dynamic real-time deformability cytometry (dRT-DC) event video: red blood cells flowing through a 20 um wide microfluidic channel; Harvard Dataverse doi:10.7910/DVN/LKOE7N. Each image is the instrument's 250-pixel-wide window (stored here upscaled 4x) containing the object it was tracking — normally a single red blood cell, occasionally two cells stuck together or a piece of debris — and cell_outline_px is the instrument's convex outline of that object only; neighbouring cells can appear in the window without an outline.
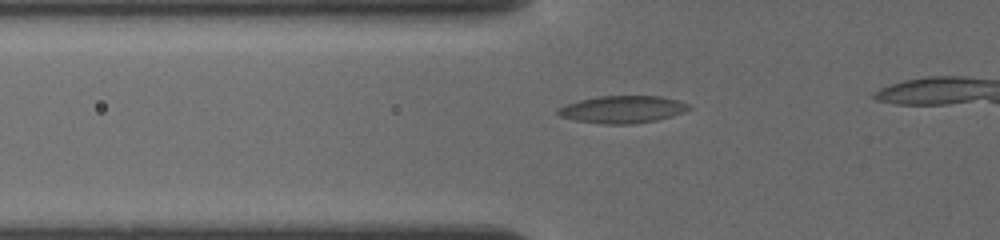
{"species": "common noctule bat (a hibernating species)", "species_latin": "Nyctalus noctula", "temperature_condition": "cold", "stored_images_in_passage": 16, "segment_of_instrument_passage": [1, 2], "camera_frame_rate_fps": 3000, "um_per_image_px": 0.085, "animal": {"sex": "female", "body_mass_g": 19.5, "forearm_length_mm": 54.1}, "frame": {"image": 1, "passage_image": 5, "time_ms": 2.0, "image_size_px": [1000, 240], "cell_outline_px": [[692, 108], [684, 112], [672, 116], [656, 120], [632, 124], [604, 124], [576, 120], [560, 116], [556, 112], [556, 108], [580, 100], [596, 96], [660, 96], [676, 100], [688, 104]], "centroid_in_image_um": [52.91, 9.3], "position_along_channel_um": 72.9, "area_um2": 20.75}}
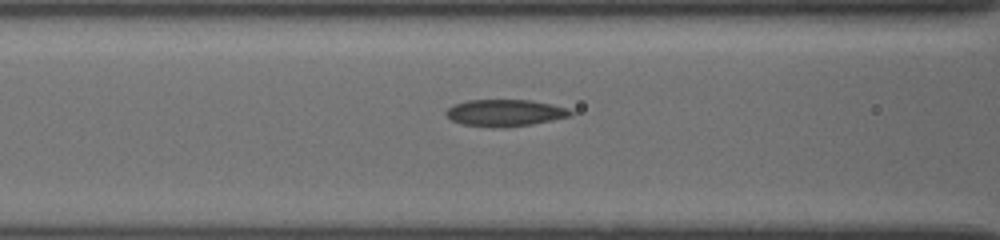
{"frame": {"image": 2, "passage_image": 9, "time_ms": 3.333, "image_size_px": [1000, 240], "cell_outline_px": [[576, 112], [572, 116], [532, 124], [504, 128], [492, 128], [460, 124], [452, 120], [444, 112], [448, 108], [456, 104], [468, 100], [532, 100], [552, 104], [568, 108]], "centroid_in_image_um": [42.96, 9.6], "position_along_channel_um": 123.6, "area_um2": 19.71}}
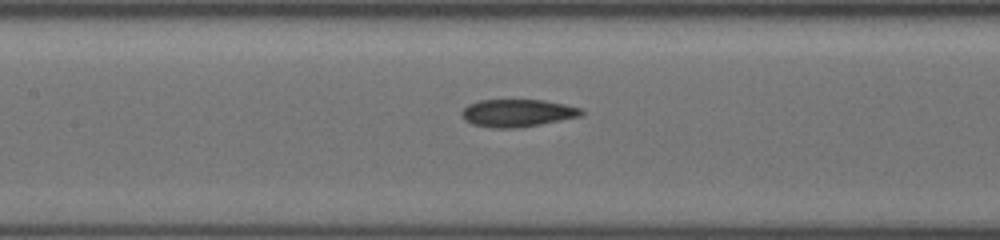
{"frame": {"image": 3, "passage_image": 13, "time_ms": 4.333, "image_size_px": [1000, 240], "cell_outline_px": [[584, 112], [580, 116], [540, 124], [512, 128], [496, 128], [472, 124], [464, 120], [460, 116], [460, 112], [468, 104], [480, 100], [544, 100], [564, 104], [580, 108]], "centroid_in_image_um": [43.93, 9.6], "position_along_channel_um": 163.5, "area_um2": 19.07}}